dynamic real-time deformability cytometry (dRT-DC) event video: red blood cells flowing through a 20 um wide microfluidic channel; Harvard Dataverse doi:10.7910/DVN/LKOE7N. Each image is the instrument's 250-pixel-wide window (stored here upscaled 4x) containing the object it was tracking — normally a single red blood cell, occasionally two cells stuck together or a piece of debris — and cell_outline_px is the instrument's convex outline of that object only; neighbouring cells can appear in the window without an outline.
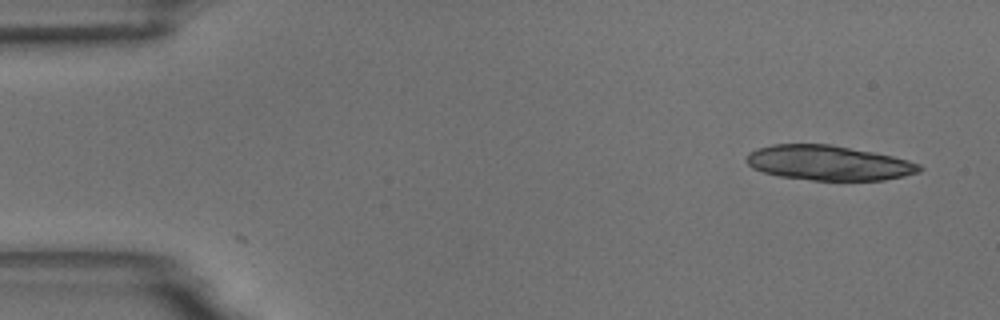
{"species": "common noctule bat (a hibernating species)", "species_latin": "Nyctalus noctula", "temperature_condition": "room temperature", "stored_images_in_passage": 3, "camera_frame_rate_fps": 3000, "um_per_image_px": 0.085, "animal": {"sex": "male", "body_mass_g": 18.8}, "frame": {"image": 1, "passage_image": 3, "time_ms": 0.667, "image_size_px": [1000, 320], "cell_outline_px": [[924, 168], [920, 172], [904, 176], [884, 180], [812, 180], [780, 176], [764, 172], [752, 168], [744, 160], [748, 152], [756, 148], [772, 144], [828, 144], [872, 152], [892, 156], [908, 160], [920, 164]], "centroid_in_image_um": [70.4, 13.84], "position_along_channel_um": 14.6, "area_um2": 35.14}}